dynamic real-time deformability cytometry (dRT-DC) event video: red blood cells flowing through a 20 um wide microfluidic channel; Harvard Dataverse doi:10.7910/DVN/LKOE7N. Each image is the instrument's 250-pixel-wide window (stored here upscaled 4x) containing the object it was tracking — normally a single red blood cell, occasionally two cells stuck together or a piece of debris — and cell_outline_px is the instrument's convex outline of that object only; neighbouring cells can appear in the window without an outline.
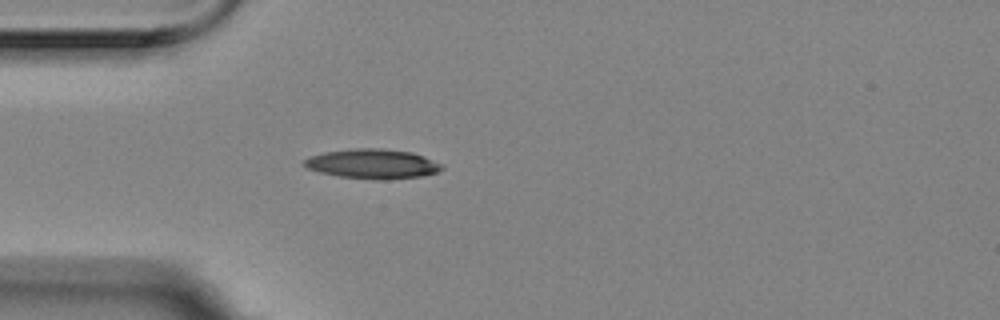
{"species": "Egyptian fruit bat (a non-hibernating species)", "species_latin": "Rousettus aegyptiacus", "temperature_condition": "room temperature", "stored_images_in_passage": 2, "camera_frame_rate_fps": 3000, "um_per_image_px": 0.085, "animal": {"sex": "female"}, "frame": {"image": 1, "passage_image": 2, "time_ms": 0.333, "image_size_px": [1000, 320], "cell_outline_px": [[444, 168], [436, 172], [420, 176], [384, 180], [340, 176], [320, 172], [308, 168], [300, 164], [304, 160], [312, 156], [324, 152], [352, 148], [380, 148], [412, 152], [424, 156], [444, 164]], "centroid_in_image_um": [31.69, 13.91], "position_along_channel_um": 53.3, "area_um2": 23.7}}